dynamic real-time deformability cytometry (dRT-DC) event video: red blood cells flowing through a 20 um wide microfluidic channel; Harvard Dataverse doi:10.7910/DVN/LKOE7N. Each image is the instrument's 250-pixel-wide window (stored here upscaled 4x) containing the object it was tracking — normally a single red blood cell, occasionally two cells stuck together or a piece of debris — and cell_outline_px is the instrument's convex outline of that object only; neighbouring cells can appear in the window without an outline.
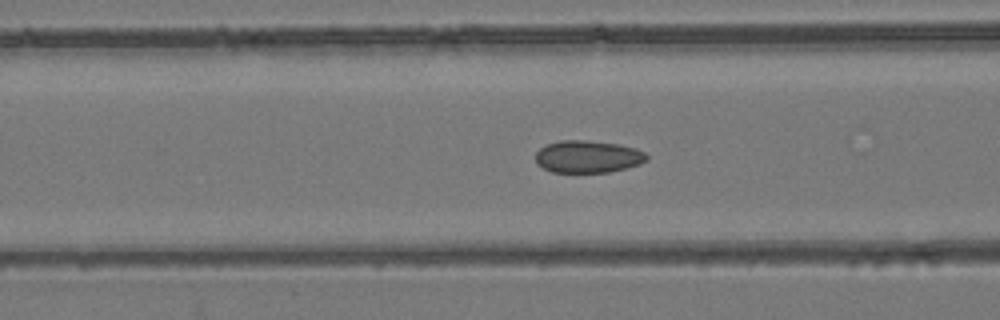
{"species": "common noctule bat (a hibernating species)", "species_latin": "Nyctalus noctula", "temperature_condition": "room temperature", "stored_images_in_passage": 55, "camera_frame_rate_fps": 3000, "um_per_image_px": 0.085, "animal": {"sex": "female", "body_mass_g": 24.6, "forearm_length_mm": 56.2}, "frame": {"image": 1, "passage_image": 23, "time_ms": 7.333, "image_size_px": [1000, 320], "cell_outline_px": [[648, 160], [640, 164], [608, 172], [552, 172], [536, 164], [536, 152], [540, 148], [548, 144], [560, 140], [584, 140], [616, 144], [636, 148], [644, 152], [648, 156]], "centroid_in_image_um": [49.96, 13.31], "position_along_channel_um": 116.6, "area_um2": 20.81}}
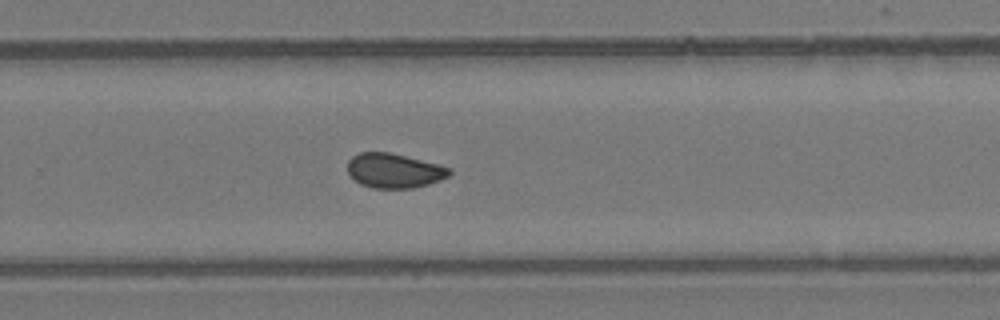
{"frame": {"image": 2, "passage_image": 37, "time_ms": 12.0, "image_size_px": [1000, 320], "cell_outline_px": [[452, 172], [448, 176], [440, 180], [428, 184], [412, 188], [372, 188], [360, 184], [348, 172], [348, 160], [352, 156], [360, 152], [392, 152], [452, 168]], "centroid_in_image_um": [33.51, 14.5], "position_along_channel_um": 296.3, "area_um2": 20.52}}
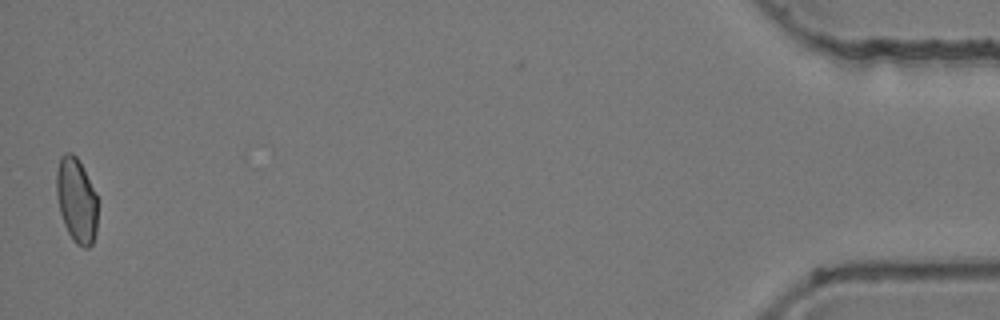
{"frame": {"image": 3, "passage_image": 55, "time_ms": 18.0, "image_size_px": [1000, 320], "cell_outline_px": [[96, 232], [92, 244], [88, 248], [84, 248], [76, 244], [72, 240], [64, 224], [60, 212], [56, 192], [56, 172], [60, 156], [64, 152], [72, 152], [76, 156], [96, 196]], "centroid_in_image_um": [6.47, 17.04], "position_along_channel_um": 428.7, "area_um2": 20.06}, "authors_computed_cell_mechanics": {"area_um2": 20.808, "velocity_mm_per_s": 3.8567, "shape_relaxation_time_tau1_ms": null, "shape_relaxation_time_tau2_ms": 1.7309, "deformation_change_tau1": null, "deformation_change_tau2": 0.0516}}